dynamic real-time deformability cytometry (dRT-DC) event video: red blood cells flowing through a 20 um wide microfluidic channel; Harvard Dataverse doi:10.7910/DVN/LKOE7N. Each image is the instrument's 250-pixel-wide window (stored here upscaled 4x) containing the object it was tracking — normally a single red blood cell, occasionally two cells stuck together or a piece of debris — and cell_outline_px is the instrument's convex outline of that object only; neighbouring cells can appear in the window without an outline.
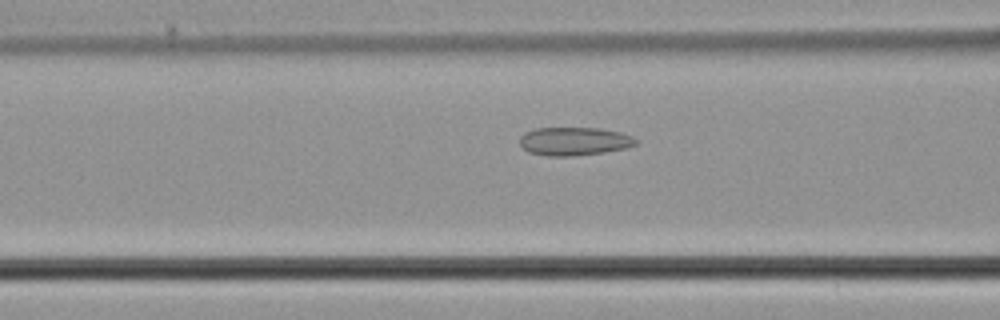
{"species": "common noctule bat (a hibernating species)", "species_latin": "Nyctalus noctula", "temperature_condition": "cold", "stored_images_in_passage": 53, "camera_frame_rate_fps": 3000, "um_per_image_px": 0.085, "animal": {"sex": "male", "body_mass_g": 21.5, "forearm_length_mm": 52.0}, "frame": {"image": 1, "passage_image": 21, "time_ms": 6.667, "image_size_px": [1000, 320], "cell_outline_px": [[640, 140], [636, 144], [628, 148], [604, 152], [572, 156], [548, 156], [528, 152], [520, 144], [520, 136], [524, 132], [536, 128], [600, 128], [620, 132], [632, 136]], "centroid_in_image_um": [48.83, 12.01], "position_along_channel_um": 117.8, "area_um2": 19.31}}
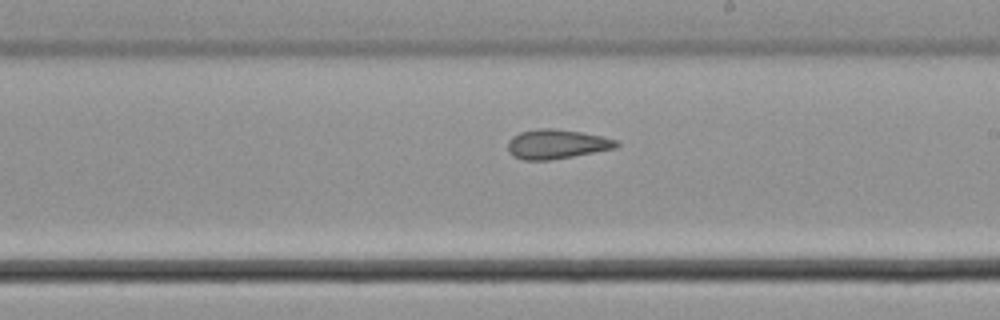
{"frame": {"image": 2, "passage_image": 31, "time_ms": 10.0, "image_size_px": [1000, 320], "cell_outline_px": [[620, 144], [616, 148], [572, 156], [548, 160], [524, 160], [512, 156], [508, 152], [508, 140], [512, 136], [520, 132], [540, 128], [552, 128], [580, 132], [620, 140]], "centroid_in_image_um": [47.3, 12.25], "position_along_channel_um": 241.7, "area_um2": 18.61}}
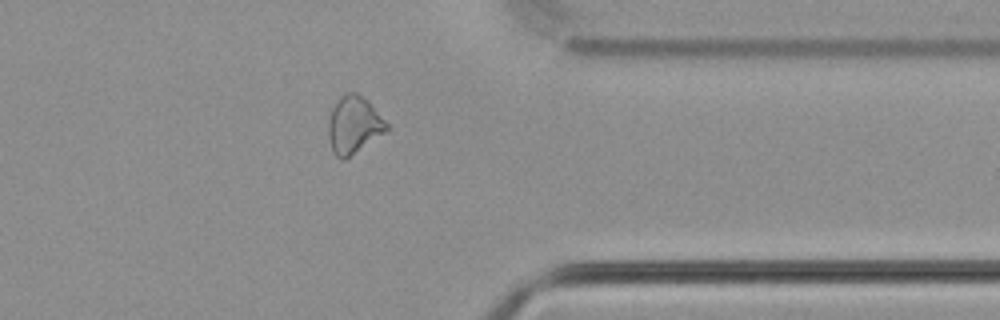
{"frame": {"image": 3, "passage_image": 43, "time_ms": 14.0, "image_size_px": [1000, 320], "cell_outline_px": [[388, 128], [384, 132], [344, 160], [340, 160], [332, 152], [328, 136], [328, 120], [332, 108], [336, 100], [344, 92], [356, 92], [368, 100], [388, 124]], "centroid_in_image_um": [30.03, 10.59], "position_along_channel_um": 381.4, "area_um2": 19.42}, "authors_computed_cell_mechanics": {"area_um2": 20.1722, "velocity_mm_per_s": 3.7234, "shape_relaxation_time_tau1_ms": null, "shape_relaxation_time_tau2_ms": 1.8365, "deformation_change_tau1": null, "deformation_change_tau2": 0.0766}}